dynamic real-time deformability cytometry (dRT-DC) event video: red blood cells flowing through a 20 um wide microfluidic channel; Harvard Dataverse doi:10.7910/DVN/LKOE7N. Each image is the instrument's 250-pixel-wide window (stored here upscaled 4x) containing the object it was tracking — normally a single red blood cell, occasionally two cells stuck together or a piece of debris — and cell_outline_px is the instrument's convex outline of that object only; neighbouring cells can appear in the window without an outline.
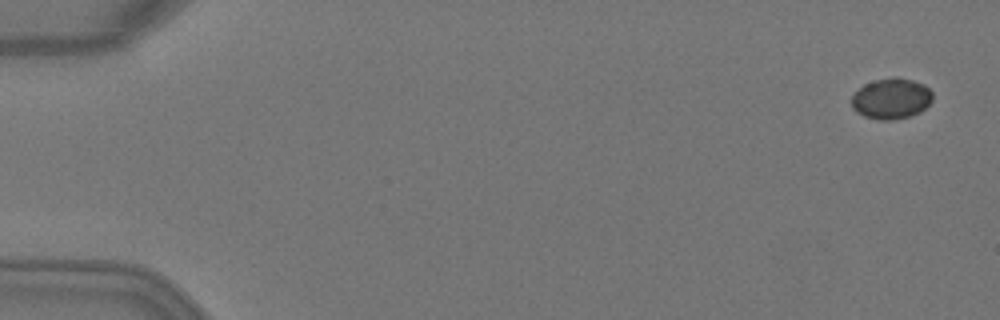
{"species": "Egyptian fruit bat (a non-hibernating species)", "species_latin": "Rousettus aegyptiacus", "temperature_condition": "warm", "stored_images_in_passage": 4, "camera_frame_rate_fps": 3000, "um_per_image_px": 0.085, "animal": {"sex": "female"}, "frame": {"image": 1, "passage_image": 1, "time_ms": 0.0, "image_size_px": [1000, 320], "cell_outline_px": [[932, 100], [920, 112], [908, 116], [888, 120], [880, 120], [864, 116], [856, 112], [852, 108], [852, 96], [864, 84], [872, 80], [892, 76], [896, 76], [912, 80], [924, 84], [932, 92]], "centroid_in_image_um": [75.74, 8.36], "position_along_channel_um": 9.3, "area_um2": 19.25}}